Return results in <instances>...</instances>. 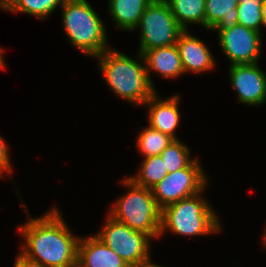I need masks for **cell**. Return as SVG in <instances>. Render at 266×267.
Returning <instances> with one entry per match:
<instances>
[{
  "label": "cell",
  "instance_id": "obj_1",
  "mask_svg": "<svg viewBox=\"0 0 266 267\" xmlns=\"http://www.w3.org/2000/svg\"><path fill=\"white\" fill-rule=\"evenodd\" d=\"M53 206L44 215L32 218L27 206L21 204L29 218L18 228L25 241L18 254L41 267H72L81 237L71 233L62 213Z\"/></svg>",
  "mask_w": 266,
  "mask_h": 267
},
{
  "label": "cell",
  "instance_id": "obj_2",
  "mask_svg": "<svg viewBox=\"0 0 266 267\" xmlns=\"http://www.w3.org/2000/svg\"><path fill=\"white\" fill-rule=\"evenodd\" d=\"M94 58H98V69L106 85L122 100L140 106L156 92L148 79L141 53L138 52L135 60L111 46Z\"/></svg>",
  "mask_w": 266,
  "mask_h": 267
},
{
  "label": "cell",
  "instance_id": "obj_3",
  "mask_svg": "<svg viewBox=\"0 0 266 267\" xmlns=\"http://www.w3.org/2000/svg\"><path fill=\"white\" fill-rule=\"evenodd\" d=\"M61 9L68 41L81 54L95 57L110 48L104 21L87 0H64Z\"/></svg>",
  "mask_w": 266,
  "mask_h": 267
},
{
  "label": "cell",
  "instance_id": "obj_4",
  "mask_svg": "<svg viewBox=\"0 0 266 267\" xmlns=\"http://www.w3.org/2000/svg\"><path fill=\"white\" fill-rule=\"evenodd\" d=\"M220 224L216 211L201 192L161 210L159 238L166 231L191 237L218 233L223 229Z\"/></svg>",
  "mask_w": 266,
  "mask_h": 267
},
{
  "label": "cell",
  "instance_id": "obj_5",
  "mask_svg": "<svg viewBox=\"0 0 266 267\" xmlns=\"http://www.w3.org/2000/svg\"><path fill=\"white\" fill-rule=\"evenodd\" d=\"M120 183L128 187V192L112 204L108 215L132 230L145 233L151 240L159 238L161 209L152 189L139 186L126 176Z\"/></svg>",
  "mask_w": 266,
  "mask_h": 267
},
{
  "label": "cell",
  "instance_id": "obj_6",
  "mask_svg": "<svg viewBox=\"0 0 266 267\" xmlns=\"http://www.w3.org/2000/svg\"><path fill=\"white\" fill-rule=\"evenodd\" d=\"M140 29L139 53L146 50L175 45L183 29L166 0H152L141 15L138 26Z\"/></svg>",
  "mask_w": 266,
  "mask_h": 267
},
{
  "label": "cell",
  "instance_id": "obj_7",
  "mask_svg": "<svg viewBox=\"0 0 266 267\" xmlns=\"http://www.w3.org/2000/svg\"><path fill=\"white\" fill-rule=\"evenodd\" d=\"M107 219L95 235L120 256L128 266L147 262L151 259L150 237L145 233L132 230L128 225Z\"/></svg>",
  "mask_w": 266,
  "mask_h": 267
},
{
  "label": "cell",
  "instance_id": "obj_8",
  "mask_svg": "<svg viewBox=\"0 0 266 267\" xmlns=\"http://www.w3.org/2000/svg\"><path fill=\"white\" fill-rule=\"evenodd\" d=\"M201 164L195 157L187 167L168 173L152 188L153 196L161 210L205 191L209 180Z\"/></svg>",
  "mask_w": 266,
  "mask_h": 267
},
{
  "label": "cell",
  "instance_id": "obj_9",
  "mask_svg": "<svg viewBox=\"0 0 266 267\" xmlns=\"http://www.w3.org/2000/svg\"><path fill=\"white\" fill-rule=\"evenodd\" d=\"M217 32V39L223 54L231 65L255 64L259 62L262 49V33L235 24L227 30Z\"/></svg>",
  "mask_w": 266,
  "mask_h": 267
},
{
  "label": "cell",
  "instance_id": "obj_10",
  "mask_svg": "<svg viewBox=\"0 0 266 267\" xmlns=\"http://www.w3.org/2000/svg\"><path fill=\"white\" fill-rule=\"evenodd\" d=\"M228 74L238 102L256 107L265 103L266 73L258 63L230 65Z\"/></svg>",
  "mask_w": 266,
  "mask_h": 267
},
{
  "label": "cell",
  "instance_id": "obj_11",
  "mask_svg": "<svg viewBox=\"0 0 266 267\" xmlns=\"http://www.w3.org/2000/svg\"><path fill=\"white\" fill-rule=\"evenodd\" d=\"M189 31L183 30L176 42L184 72L202 74L214 69L216 60L209 47Z\"/></svg>",
  "mask_w": 266,
  "mask_h": 267
},
{
  "label": "cell",
  "instance_id": "obj_12",
  "mask_svg": "<svg viewBox=\"0 0 266 267\" xmlns=\"http://www.w3.org/2000/svg\"><path fill=\"white\" fill-rule=\"evenodd\" d=\"M180 95L161 99L158 92H155L145 103L148 105V125L164 134L169 135L174 140H179L175 130L180 123L179 112Z\"/></svg>",
  "mask_w": 266,
  "mask_h": 267
},
{
  "label": "cell",
  "instance_id": "obj_13",
  "mask_svg": "<svg viewBox=\"0 0 266 267\" xmlns=\"http://www.w3.org/2000/svg\"><path fill=\"white\" fill-rule=\"evenodd\" d=\"M148 79L155 88L151 79V72H156L161 78H178L185 74L177 45L164 46L146 50L143 54Z\"/></svg>",
  "mask_w": 266,
  "mask_h": 267
},
{
  "label": "cell",
  "instance_id": "obj_14",
  "mask_svg": "<svg viewBox=\"0 0 266 267\" xmlns=\"http://www.w3.org/2000/svg\"><path fill=\"white\" fill-rule=\"evenodd\" d=\"M77 261L85 267H129L96 235L80 238Z\"/></svg>",
  "mask_w": 266,
  "mask_h": 267
},
{
  "label": "cell",
  "instance_id": "obj_15",
  "mask_svg": "<svg viewBox=\"0 0 266 267\" xmlns=\"http://www.w3.org/2000/svg\"><path fill=\"white\" fill-rule=\"evenodd\" d=\"M238 0H206L205 29L227 30L237 24Z\"/></svg>",
  "mask_w": 266,
  "mask_h": 267
},
{
  "label": "cell",
  "instance_id": "obj_16",
  "mask_svg": "<svg viewBox=\"0 0 266 267\" xmlns=\"http://www.w3.org/2000/svg\"><path fill=\"white\" fill-rule=\"evenodd\" d=\"M152 0H108L110 16L116 28L133 31L138 26L141 15Z\"/></svg>",
  "mask_w": 266,
  "mask_h": 267
},
{
  "label": "cell",
  "instance_id": "obj_17",
  "mask_svg": "<svg viewBox=\"0 0 266 267\" xmlns=\"http://www.w3.org/2000/svg\"><path fill=\"white\" fill-rule=\"evenodd\" d=\"M178 25L189 30L188 25L199 24L205 28L206 0H166Z\"/></svg>",
  "mask_w": 266,
  "mask_h": 267
},
{
  "label": "cell",
  "instance_id": "obj_18",
  "mask_svg": "<svg viewBox=\"0 0 266 267\" xmlns=\"http://www.w3.org/2000/svg\"><path fill=\"white\" fill-rule=\"evenodd\" d=\"M64 0H9L1 9L32 15L40 20L46 19Z\"/></svg>",
  "mask_w": 266,
  "mask_h": 267
},
{
  "label": "cell",
  "instance_id": "obj_19",
  "mask_svg": "<svg viewBox=\"0 0 266 267\" xmlns=\"http://www.w3.org/2000/svg\"><path fill=\"white\" fill-rule=\"evenodd\" d=\"M167 174L163 159L160 155H155L143 158L139 172L128 178L139 186L152 189Z\"/></svg>",
  "mask_w": 266,
  "mask_h": 267
},
{
  "label": "cell",
  "instance_id": "obj_20",
  "mask_svg": "<svg viewBox=\"0 0 266 267\" xmlns=\"http://www.w3.org/2000/svg\"><path fill=\"white\" fill-rule=\"evenodd\" d=\"M137 138V148L144 158L160 155L162 151L174 140L169 135L151 128L149 125L141 132Z\"/></svg>",
  "mask_w": 266,
  "mask_h": 267
},
{
  "label": "cell",
  "instance_id": "obj_21",
  "mask_svg": "<svg viewBox=\"0 0 266 267\" xmlns=\"http://www.w3.org/2000/svg\"><path fill=\"white\" fill-rule=\"evenodd\" d=\"M189 147H187L180 139L173 140L160 154L164 161V165L168 173L178 171L181 168L187 167L195 158L192 155Z\"/></svg>",
  "mask_w": 266,
  "mask_h": 267
},
{
  "label": "cell",
  "instance_id": "obj_22",
  "mask_svg": "<svg viewBox=\"0 0 266 267\" xmlns=\"http://www.w3.org/2000/svg\"><path fill=\"white\" fill-rule=\"evenodd\" d=\"M237 24L262 32V2L246 1L237 6Z\"/></svg>",
  "mask_w": 266,
  "mask_h": 267
},
{
  "label": "cell",
  "instance_id": "obj_23",
  "mask_svg": "<svg viewBox=\"0 0 266 267\" xmlns=\"http://www.w3.org/2000/svg\"><path fill=\"white\" fill-rule=\"evenodd\" d=\"M9 146L6 144L4 138L0 136V178H4V174L8 173V175L12 176V165L9 154ZM6 172V173H5Z\"/></svg>",
  "mask_w": 266,
  "mask_h": 267
},
{
  "label": "cell",
  "instance_id": "obj_24",
  "mask_svg": "<svg viewBox=\"0 0 266 267\" xmlns=\"http://www.w3.org/2000/svg\"><path fill=\"white\" fill-rule=\"evenodd\" d=\"M14 267H41L38 264L31 263L24 258H22L19 254L17 258L15 259Z\"/></svg>",
  "mask_w": 266,
  "mask_h": 267
},
{
  "label": "cell",
  "instance_id": "obj_25",
  "mask_svg": "<svg viewBox=\"0 0 266 267\" xmlns=\"http://www.w3.org/2000/svg\"><path fill=\"white\" fill-rule=\"evenodd\" d=\"M129 267H163L161 265H158L157 263L155 264L154 262H152V260L150 259L147 262L144 263H140V264H136V265H132Z\"/></svg>",
  "mask_w": 266,
  "mask_h": 267
},
{
  "label": "cell",
  "instance_id": "obj_26",
  "mask_svg": "<svg viewBox=\"0 0 266 267\" xmlns=\"http://www.w3.org/2000/svg\"><path fill=\"white\" fill-rule=\"evenodd\" d=\"M262 20H263V27L266 26V0L262 2Z\"/></svg>",
  "mask_w": 266,
  "mask_h": 267
},
{
  "label": "cell",
  "instance_id": "obj_27",
  "mask_svg": "<svg viewBox=\"0 0 266 267\" xmlns=\"http://www.w3.org/2000/svg\"><path fill=\"white\" fill-rule=\"evenodd\" d=\"M3 49L2 48H0V68H2V69H5V60H4V56H3Z\"/></svg>",
  "mask_w": 266,
  "mask_h": 267
},
{
  "label": "cell",
  "instance_id": "obj_28",
  "mask_svg": "<svg viewBox=\"0 0 266 267\" xmlns=\"http://www.w3.org/2000/svg\"><path fill=\"white\" fill-rule=\"evenodd\" d=\"M261 243L263 244V247L266 248V228H265V231L263 233V236H262V239H261Z\"/></svg>",
  "mask_w": 266,
  "mask_h": 267
},
{
  "label": "cell",
  "instance_id": "obj_29",
  "mask_svg": "<svg viewBox=\"0 0 266 267\" xmlns=\"http://www.w3.org/2000/svg\"><path fill=\"white\" fill-rule=\"evenodd\" d=\"M9 0H0V9L8 2Z\"/></svg>",
  "mask_w": 266,
  "mask_h": 267
},
{
  "label": "cell",
  "instance_id": "obj_30",
  "mask_svg": "<svg viewBox=\"0 0 266 267\" xmlns=\"http://www.w3.org/2000/svg\"><path fill=\"white\" fill-rule=\"evenodd\" d=\"M246 1H252V0H238L239 3H243V2H246ZM253 1L263 2L264 0H253Z\"/></svg>",
  "mask_w": 266,
  "mask_h": 267
},
{
  "label": "cell",
  "instance_id": "obj_31",
  "mask_svg": "<svg viewBox=\"0 0 266 267\" xmlns=\"http://www.w3.org/2000/svg\"><path fill=\"white\" fill-rule=\"evenodd\" d=\"M72 267H85L83 265H81L78 261H76Z\"/></svg>",
  "mask_w": 266,
  "mask_h": 267
}]
</instances>
